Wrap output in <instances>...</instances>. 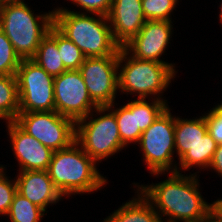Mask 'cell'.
Returning <instances> with one entry per match:
<instances>
[{"label": "cell", "mask_w": 222, "mask_h": 222, "mask_svg": "<svg viewBox=\"0 0 222 222\" xmlns=\"http://www.w3.org/2000/svg\"><path fill=\"white\" fill-rule=\"evenodd\" d=\"M197 173L170 172L168 179L159 183L138 185L134 182L133 186L151 203L161 222H207L215 202L204 200Z\"/></svg>", "instance_id": "cell-1"}, {"label": "cell", "mask_w": 222, "mask_h": 222, "mask_svg": "<svg viewBox=\"0 0 222 222\" xmlns=\"http://www.w3.org/2000/svg\"><path fill=\"white\" fill-rule=\"evenodd\" d=\"M53 11L54 26L86 57L110 56L120 49L114 41L107 16L95 13L89 16L85 12L68 10L67 7H58Z\"/></svg>", "instance_id": "cell-2"}, {"label": "cell", "mask_w": 222, "mask_h": 222, "mask_svg": "<svg viewBox=\"0 0 222 222\" xmlns=\"http://www.w3.org/2000/svg\"><path fill=\"white\" fill-rule=\"evenodd\" d=\"M96 162L74 141L54 151L47 172L55 187L66 198L101 190L107 179L97 170Z\"/></svg>", "instance_id": "cell-3"}, {"label": "cell", "mask_w": 222, "mask_h": 222, "mask_svg": "<svg viewBox=\"0 0 222 222\" xmlns=\"http://www.w3.org/2000/svg\"><path fill=\"white\" fill-rule=\"evenodd\" d=\"M54 25V11L34 14L24 0L0 3V29L22 59H32L42 39Z\"/></svg>", "instance_id": "cell-4"}, {"label": "cell", "mask_w": 222, "mask_h": 222, "mask_svg": "<svg viewBox=\"0 0 222 222\" xmlns=\"http://www.w3.org/2000/svg\"><path fill=\"white\" fill-rule=\"evenodd\" d=\"M175 64L140 60L123 48L119 49L118 90L123 94L137 95L138 99L162 98L163 91L176 77ZM162 94V96H161Z\"/></svg>", "instance_id": "cell-5"}, {"label": "cell", "mask_w": 222, "mask_h": 222, "mask_svg": "<svg viewBox=\"0 0 222 222\" xmlns=\"http://www.w3.org/2000/svg\"><path fill=\"white\" fill-rule=\"evenodd\" d=\"M93 113L100 116L95 118ZM75 141L97 164L125 148L115 114L108 106L97 107L76 122Z\"/></svg>", "instance_id": "cell-6"}, {"label": "cell", "mask_w": 222, "mask_h": 222, "mask_svg": "<svg viewBox=\"0 0 222 222\" xmlns=\"http://www.w3.org/2000/svg\"><path fill=\"white\" fill-rule=\"evenodd\" d=\"M169 106L141 134L138 146L143 161L153 176L177 172L175 153V115ZM175 162V163H174ZM166 172V173H165Z\"/></svg>", "instance_id": "cell-7"}, {"label": "cell", "mask_w": 222, "mask_h": 222, "mask_svg": "<svg viewBox=\"0 0 222 222\" xmlns=\"http://www.w3.org/2000/svg\"><path fill=\"white\" fill-rule=\"evenodd\" d=\"M15 76L19 112L55 111L53 76L32 59H22Z\"/></svg>", "instance_id": "cell-8"}, {"label": "cell", "mask_w": 222, "mask_h": 222, "mask_svg": "<svg viewBox=\"0 0 222 222\" xmlns=\"http://www.w3.org/2000/svg\"><path fill=\"white\" fill-rule=\"evenodd\" d=\"M14 122L53 151L69 147L76 138V123L56 111L19 112Z\"/></svg>", "instance_id": "cell-9"}, {"label": "cell", "mask_w": 222, "mask_h": 222, "mask_svg": "<svg viewBox=\"0 0 222 222\" xmlns=\"http://www.w3.org/2000/svg\"><path fill=\"white\" fill-rule=\"evenodd\" d=\"M119 50L110 56L86 57L79 71L92 101L98 106L115 103L118 93Z\"/></svg>", "instance_id": "cell-10"}, {"label": "cell", "mask_w": 222, "mask_h": 222, "mask_svg": "<svg viewBox=\"0 0 222 222\" xmlns=\"http://www.w3.org/2000/svg\"><path fill=\"white\" fill-rule=\"evenodd\" d=\"M150 101L136 98L116 109L113 107L115 103L108 106L115 114L119 135L125 147L130 143L138 144L141 134L168 107L167 100Z\"/></svg>", "instance_id": "cell-11"}, {"label": "cell", "mask_w": 222, "mask_h": 222, "mask_svg": "<svg viewBox=\"0 0 222 222\" xmlns=\"http://www.w3.org/2000/svg\"><path fill=\"white\" fill-rule=\"evenodd\" d=\"M55 111L75 123L98 106L92 101L79 70H67L54 77Z\"/></svg>", "instance_id": "cell-12"}, {"label": "cell", "mask_w": 222, "mask_h": 222, "mask_svg": "<svg viewBox=\"0 0 222 222\" xmlns=\"http://www.w3.org/2000/svg\"><path fill=\"white\" fill-rule=\"evenodd\" d=\"M172 23V21L147 20L138 34L123 48L129 55L140 60L172 64L160 59L162 54L166 52L172 38Z\"/></svg>", "instance_id": "cell-13"}, {"label": "cell", "mask_w": 222, "mask_h": 222, "mask_svg": "<svg viewBox=\"0 0 222 222\" xmlns=\"http://www.w3.org/2000/svg\"><path fill=\"white\" fill-rule=\"evenodd\" d=\"M5 124L19 171L47 170L54 151L27 134L14 121Z\"/></svg>", "instance_id": "cell-14"}, {"label": "cell", "mask_w": 222, "mask_h": 222, "mask_svg": "<svg viewBox=\"0 0 222 222\" xmlns=\"http://www.w3.org/2000/svg\"><path fill=\"white\" fill-rule=\"evenodd\" d=\"M107 19L114 41L120 47L138 34L147 21L141 0H112Z\"/></svg>", "instance_id": "cell-15"}, {"label": "cell", "mask_w": 222, "mask_h": 222, "mask_svg": "<svg viewBox=\"0 0 222 222\" xmlns=\"http://www.w3.org/2000/svg\"><path fill=\"white\" fill-rule=\"evenodd\" d=\"M17 192L30 202L46 209L50 204L58 203L63 195L55 187L47 170L20 171L16 176Z\"/></svg>", "instance_id": "cell-16"}, {"label": "cell", "mask_w": 222, "mask_h": 222, "mask_svg": "<svg viewBox=\"0 0 222 222\" xmlns=\"http://www.w3.org/2000/svg\"><path fill=\"white\" fill-rule=\"evenodd\" d=\"M133 199L123 203L102 222H161L151 203L137 190Z\"/></svg>", "instance_id": "cell-17"}, {"label": "cell", "mask_w": 222, "mask_h": 222, "mask_svg": "<svg viewBox=\"0 0 222 222\" xmlns=\"http://www.w3.org/2000/svg\"><path fill=\"white\" fill-rule=\"evenodd\" d=\"M205 115L182 119L175 116V151L178 160L207 134Z\"/></svg>", "instance_id": "cell-18"}, {"label": "cell", "mask_w": 222, "mask_h": 222, "mask_svg": "<svg viewBox=\"0 0 222 222\" xmlns=\"http://www.w3.org/2000/svg\"><path fill=\"white\" fill-rule=\"evenodd\" d=\"M217 146L218 143L207 132L197 145L179 159L177 165L180 167H177V172L181 173L180 170H182L185 173L192 167H198L201 170L209 168Z\"/></svg>", "instance_id": "cell-19"}, {"label": "cell", "mask_w": 222, "mask_h": 222, "mask_svg": "<svg viewBox=\"0 0 222 222\" xmlns=\"http://www.w3.org/2000/svg\"><path fill=\"white\" fill-rule=\"evenodd\" d=\"M60 57L57 42L47 34L40 42L32 60L41 66L48 74L56 77L67 71Z\"/></svg>", "instance_id": "cell-20"}, {"label": "cell", "mask_w": 222, "mask_h": 222, "mask_svg": "<svg viewBox=\"0 0 222 222\" xmlns=\"http://www.w3.org/2000/svg\"><path fill=\"white\" fill-rule=\"evenodd\" d=\"M19 114V95L15 75H0V120L15 121Z\"/></svg>", "instance_id": "cell-21"}, {"label": "cell", "mask_w": 222, "mask_h": 222, "mask_svg": "<svg viewBox=\"0 0 222 222\" xmlns=\"http://www.w3.org/2000/svg\"><path fill=\"white\" fill-rule=\"evenodd\" d=\"M48 34L57 42L60 58L67 70H79L86 56L83 52L54 25L49 29Z\"/></svg>", "instance_id": "cell-22"}, {"label": "cell", "mask_w": 222, "mask_h": 222, "mask_svg": "<svg viewBox=\"0 0 222 222\" xmlns=\"http://www.w3.org/2000/svg\"><path fill=\"white\" fill-rule=\"evenodd\" d=\"M44 215L45 211L42 208L17 192L5 216H8L11 222H41Z\"/></svg>", "instance_id": "cell-23"}, {"label": "cell", "mask_w": 222, "mask_h": 222, "mask_svg": "<svg viewBox=\"0 0 222 222\" xmlns=\"http://www.w3.org/2000/svg\"><path fill=\"white\" fill-rule=\"evenodd\" d=\"M146 20L172 21L171 14L178 0H141Z\"/></svg>", "instance_id": "cell-24"}, {"label": "cell", "mask_w": 222, "mask_h": 222, "mask_svg": "<svg viewBox=\"0 0 222 222\" xmlns=\"http://www.w3.org/2000/svg\"><path fill=\"white\" fill-rule=\"evenodd\" d=\"M20 62L12 43L0 29V75H15Z\"/></svg>", "instance_id": "cell-25"}, {"label": "cell", "mask_w": 222, "mask_h": 222, "mask_svg": "<svg viewBox=\"0 0 222 222\" xmlns=\"http://www.w3.org/2000/svg\"><path fill=\"white\" fill-rule=\"evenodd\" d=\"M6 167L0 165V215L5 216L9 211L14 195L17 193L16 179L10 180L4 172Z\"/></svg>", "instance_id": "cell-26"}, {"label": "cell", "mask_w": 222, "mask_h": 222, "mask_svg": "<svg viewBox=\"0 0 222 222\" xmlns=\"http://www.w3.org/2000/svg\"><path fill=\"white\" fill-rule=\"evenodd\" d=\"M205 114L208 133L218 143H222V102Z\"/></svg>", "instance_id": "cell-27"}, {"label": "cell", "mask_w": 222, "mask_h": 222, "mask_svg": "<svg viewBox=\"0 0 222 222\" xmlns=\"http://www.w3.org/2000/svg\"><path fill=\"white\" fill-rule=\"evenodd\" d=\"M68 1V0H67ZM73 5L80 7L83 13H95L107 16L112 0H70Z\"/></svg>", "instance_id": "cell-28"}, {"label": "cell", "mask_w": 222, "mask_h": 222, "mask_svg": "<svg viewBox=\"0 0 222 222\" xmlns=\"http://www.w3.org/2000/svg\"><path fill=\"white\" fill-rule=\"evenodd\" d=\"M209 169H213L215 173H218L220 177H222V143L218 144L216 151L214 152V156L212 158Z\"/></svg>", "instance_id": "cell-29"}, {"label": "cell", "mask_w": 222, "mask_h": 222, "mask_svg": "<svg viewBox=\"0 0 222 222\" xmlns=\"http://www.w3.org/2000/svg\"><path fill=\"white\" fill-rule=\"evenodd\" d=\"M207 222H222V212L216 206L210 211Z\"/></svg>", "instance_id": "cell-30"}, {"label": "cell", "mask_w": 222, "mask_h": 222, "mask_svg": "<svg viewBox=\"0 0 222 222\" xmlns=\"http://www.w3.org/2000/svg\"><path fill=\"white\" fill-rule=\"evenodd\" d=\"M215 202V206L222 212V199H217Z\"/></svg>", "instance_id": "cell-31"}, {"label": "cell", "mask_w": 222, "mask_h": 222, "mask_svg": "<svg viewBox=\"0 0 222 222\" xmlns=\"http://www.w3.org/2000/svg\"><path fill=\"white\" fill-rule=\"evenodd\" d=\"M220 14H219V21L221 22V24H222V0H221V5H220V12H219Z\"/></svg>", "instance_id": "cell-32"}, {"label": "cell", "mask_w": 222, "mask_h": 222, "mask_svg": "<svg viewBox=\"0 0 222 222\" xmlns=\"http://www.w3.org/2000/svg\"><path fill=\"white\" fill-rule=\"evenodd\" d=\"M7 1H10V0H0V3H4V2H7Z\"/></svg>", "instance_id": "cell-33"}]
</instances>
